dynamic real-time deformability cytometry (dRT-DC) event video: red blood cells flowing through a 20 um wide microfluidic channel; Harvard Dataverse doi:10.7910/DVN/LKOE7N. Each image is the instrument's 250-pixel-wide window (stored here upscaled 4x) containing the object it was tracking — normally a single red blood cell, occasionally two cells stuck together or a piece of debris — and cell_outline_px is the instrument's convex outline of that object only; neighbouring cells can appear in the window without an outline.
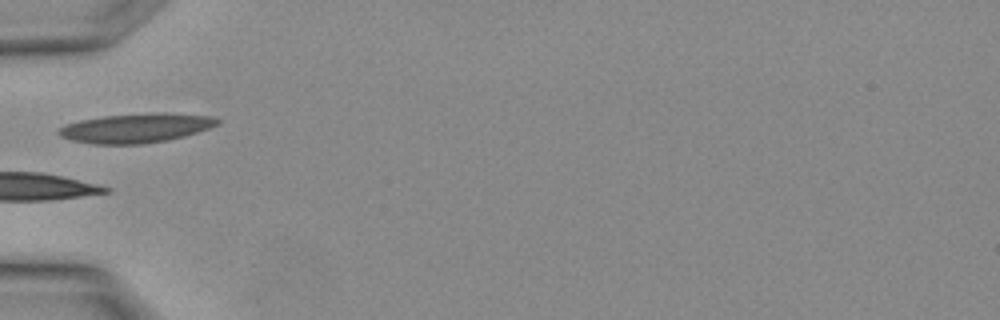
{"species": "Egyptian fruit bat (a non-hibernating species)", "species_latin": "Rousettus aegyptiacus", "temperature_condition": "warm", "stored_images_in_passage": 4, "camera_frame_rate_fps": 3000, "um_per_image_px": 0.085, "animal": {"sex": "female"}, "frame": {"image": 1, "passage_image": 4, "time_ms": 1.0, "image_size_px": [1000, 320], "cell_outline_px": [[220, 124], [184, 136], [168, 140], [140, 144], [92, 144], [72, 140], [60, 136], [56, 132], [64, 124], [80, 120], [104, 116], [152, 112], [168, 112], [212, 116], [220, 120]], "centroid_in_image_um": [11.56, 10.87], "position_along_channel_um": 73.4, "area_um2": 27.28}}